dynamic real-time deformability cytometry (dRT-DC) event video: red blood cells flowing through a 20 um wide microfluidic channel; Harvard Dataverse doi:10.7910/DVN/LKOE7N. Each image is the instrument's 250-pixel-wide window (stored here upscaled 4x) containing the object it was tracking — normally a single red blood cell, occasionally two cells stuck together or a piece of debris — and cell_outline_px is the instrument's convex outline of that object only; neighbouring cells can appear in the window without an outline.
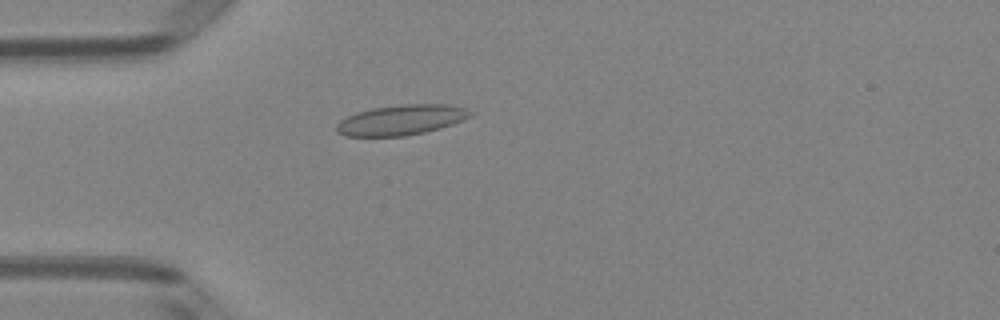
{"species": "Egyptian fruit bat (a non-hibernating species)", "species_latin": "Rousettus aegyptiacus", "temperature_condition": "room temperature", "stored_images_in_passage": 50, "camera_frame_rate_fps": 3000, "um_per_image_px": 0.085, "animal": {"sex": "female"}, "frame": {"image": 1, "passage_image": 14, "time_ms": 4.333, "image_size_px": [1000, 320], "cell_outline_px": [[472, 112], [468, 116], [452, 124], [440, 128], [424, 132], [404, 136], [344, 136], [336, 132], [336, 124], [340, 120], [356, 112], [372, 108], [404, 104], [448, 104], [464, 108]], "centroid_in_image_um": [34.04, 10.2], "position_along_channel_um": 51.0, "area_um2": 23.35}}
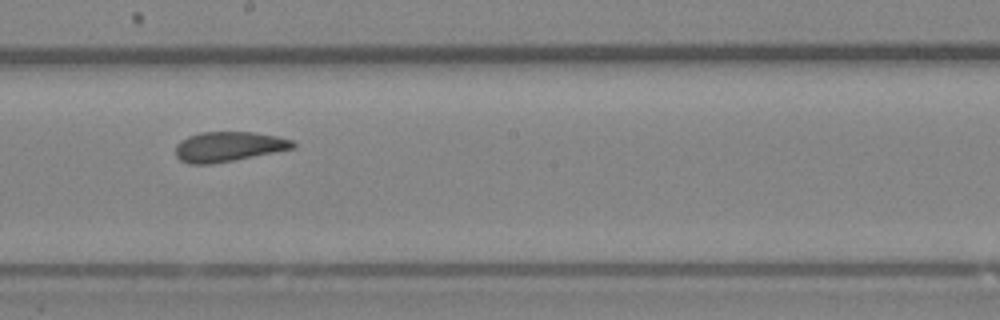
{"frame": {"image": 2, "passage_image": 28, "time_ms": 9.0, "image_size_px": [1000, 320], "cell_outline_px": [[296, 148], [212, 164], [188, 164], [180, 160], [176, 156], [176, 144], [180, 140], [188, 136], [200, 132], [256, 132], [276, 136], [292, 140], [296, 144]], "centroid_in_image_um": [19.41, 12.46], "position_along_channel_um": 228.8, "area_um2": 20.52}}
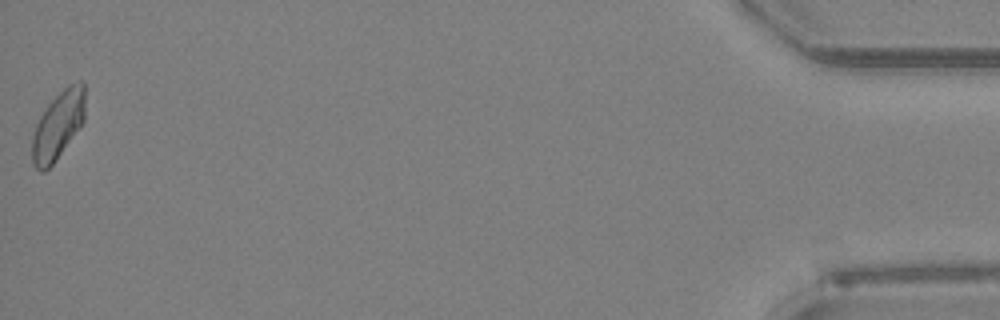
{"frame": {"image": 3, "passage_image": 50, "time_ms": 16.333, "image_size_px": [1000, 320], "cell_outline_px": [[84, 120], [52, 164], [44, 172], [40, 172], [32, 164], [32, 136], [36, 124], [44, 108], [68, 84], [80, 80], [84, 84]], "centroid_in_image_um": [4.9, 10.64], "position_along_channel_um": 430.3, "area_um2": 20.63}, "authors_computed_cell_mechanics": {"area_um2": 21.097, "velocity_mm_per_s": 4.0459, "shape_relaxation_time_tau1_ms": null, "shape_relaxation_time_tau2_ms": 1.3665, "deformation_change_tau1": null, "deformation_change_tau2": 0.056}}